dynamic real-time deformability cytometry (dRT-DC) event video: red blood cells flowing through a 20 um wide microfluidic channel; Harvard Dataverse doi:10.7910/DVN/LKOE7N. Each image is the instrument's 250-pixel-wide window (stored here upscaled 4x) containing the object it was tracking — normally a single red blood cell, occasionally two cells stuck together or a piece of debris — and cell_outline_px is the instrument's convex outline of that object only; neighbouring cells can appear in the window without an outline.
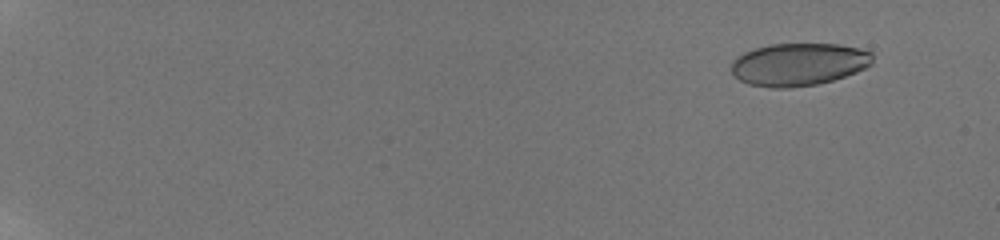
{"species": "human", "species_latin": "Homo sapiens", "temperature_condition": "room temperature", "stored_images_in_passage": 38, "camera_frame_rate_fps": 3000, "um_per_image_px": 0.085, "donor": {"sex": "male"}, "frame": {"image": 1, "passage_image": 8, "time_ms": 1.667, "image_size_px": [1000, 240], "cell_outline_px": [[872, 64], [856, 72], [832, 80], [816, 84], [792, 88], [772, 88], [748, 84], [740, 80], [732, 72], [732, 60], [736, 56], [744, 52], [768, 44], [840, 44], [860, 48], [872, 52]], "centroid_in_image_um": [67.88, 5.46], "position_along_channel_um": 17.1, "area_um2": 35.2}}
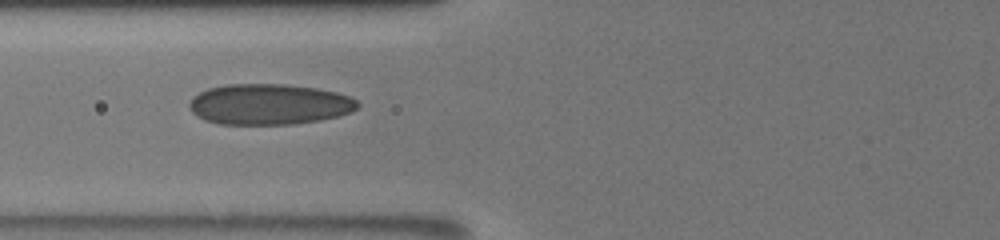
{"frame": {"image": 2, "passage_image": 27, "time_ms": 9.0, "image_size_px": [1000, 240], "cell_outline_px": [[360, 104], [352, 112], [340, 116], [320, 120], [292, 124], [220, 124], [204, 120], [196, 116], [188, 108], [188, 104], [192, 96], [208, 88], [224, 84], [284, 84], [316, 88], [336, 92], [348, 96], [356, 100]], "centroid_in_image_um": [22.85, 8.86], "position_along_channel_um": 103.0, "area_um2": 40.23}}
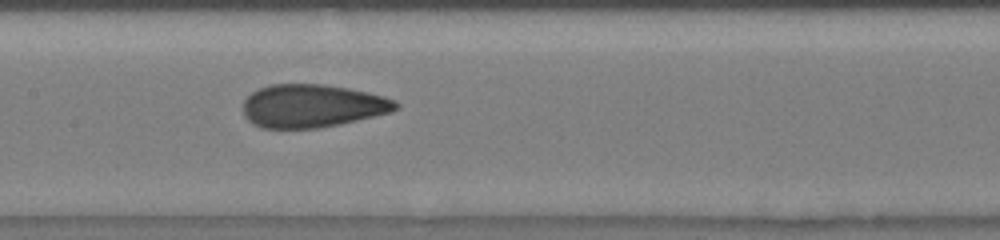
{"frame": {"image": 3, "passage_image": 33, "time_ms": 11.0, "image_size_px": [1000, 240], "cell_outline_px": [[400, 108], [392, 112], [340, 124], [316, 128], [260, 128], [252, 124], [244, 116], [244, 100], [252, 92], [268, 84], [324, 84], [348, 88], [384, 96], [396, 100], [400, 104]], "centroid_in_image_um": [26.56, 9.0], "position_along_channel_um": 180.8, "area_um2": 38.55}}